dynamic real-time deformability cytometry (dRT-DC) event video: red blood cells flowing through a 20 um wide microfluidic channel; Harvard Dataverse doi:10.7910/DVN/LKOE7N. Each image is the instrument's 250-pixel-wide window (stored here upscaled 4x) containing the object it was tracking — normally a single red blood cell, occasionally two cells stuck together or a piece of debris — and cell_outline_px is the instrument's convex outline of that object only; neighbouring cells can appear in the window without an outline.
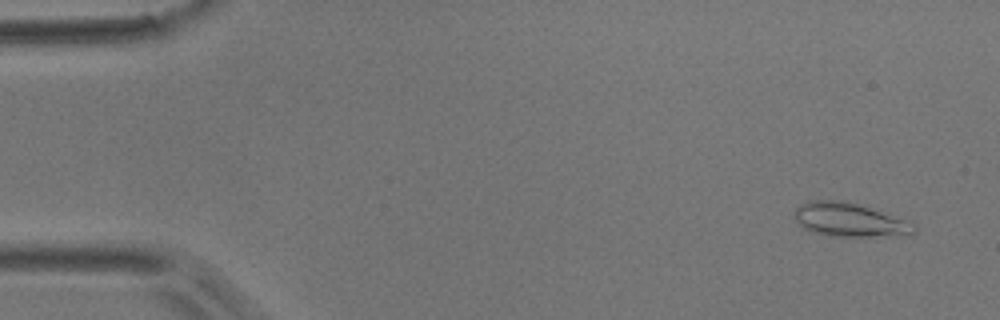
{"species": "common noctule bat (a hibernating species)", "species_latin": "Nyctalus noctula", "temperature_condition": "room temperature", "stored_images_in_passage": 3, "camera_frame_rate_fps": 3000, "um_per_image_px": 0.085, "animal": {"sex": "male", "body_mass_g": 17.9}, "frame": {"image": 1, "passage_image": 1, "time_ms": 0.0, "image_size_px": [1000, 320], "cell_outline_px": [[916, 232], [872, 236], [828, 236], [800, 228], [796, 220], [796, 208], [800, 204], [808, 200], [844, 200], [916, 224]], "centroid_in_image_um": [72.09, 18.68], "position_along_channel_um": 12.9, "area_um2": 22.89}}